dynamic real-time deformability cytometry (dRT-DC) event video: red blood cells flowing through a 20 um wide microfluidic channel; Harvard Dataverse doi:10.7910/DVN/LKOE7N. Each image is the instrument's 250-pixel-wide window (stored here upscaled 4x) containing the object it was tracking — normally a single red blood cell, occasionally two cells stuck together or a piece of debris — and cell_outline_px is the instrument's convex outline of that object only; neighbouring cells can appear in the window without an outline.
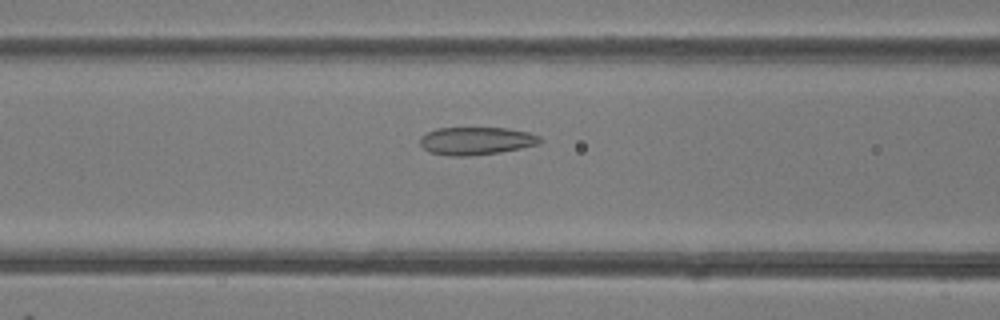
{"species": "common noctule bat (a hibernating species)", "species_latin": "Nyctalus noctula", "temperature_condition": "room temperature", "stored_images_in_passage": 49, "camera_frame_rate_fps": 3000, "um_per_image_px": 0.085, "animal": {"sex": "female"}, "frame": {"image": 1, "passage_image": 20, "time_ms": 6.333, "image_size_px": [1000, 320], "cell_outline_px": [[544, 140], [540, 144], [500, 152], [468, 156], [448, 156], [428, 152], [420, 144], [420, 136], [436, 128], [508, 128], [528, 132], [540, 136]], "centroid_in_image_um": [40.48, 11.97], "position_along_channel_um": 126.1, "area_um2": 19.59}}
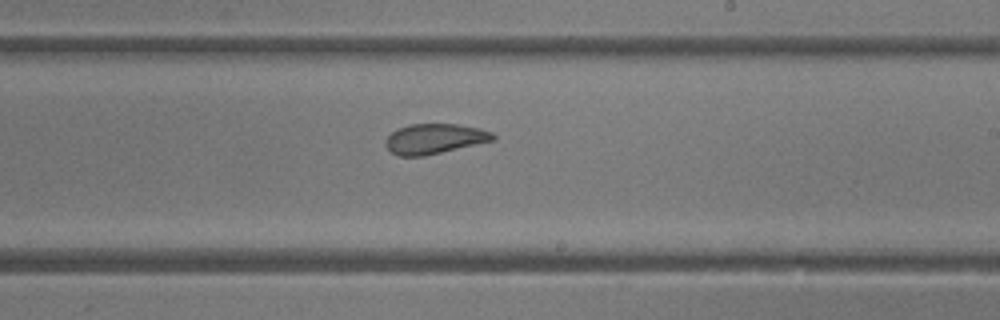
{"frame": {"image": 2, "passage_image": 29, "time_ms": 9.333, "image_size_px": [1000, 320], "cell_outline_px": [[496, 140], [424, 156], [400, 156], [392, 152], [384, 144], [384, 140], [396, 128], [408, 124], [456, 124], [480, 128], [492, 132], [496, 136]], "centroid_in_image_um": [36.94, 11.79], "position_along_channel_um": 252.1, "area_um2": 18.96}}
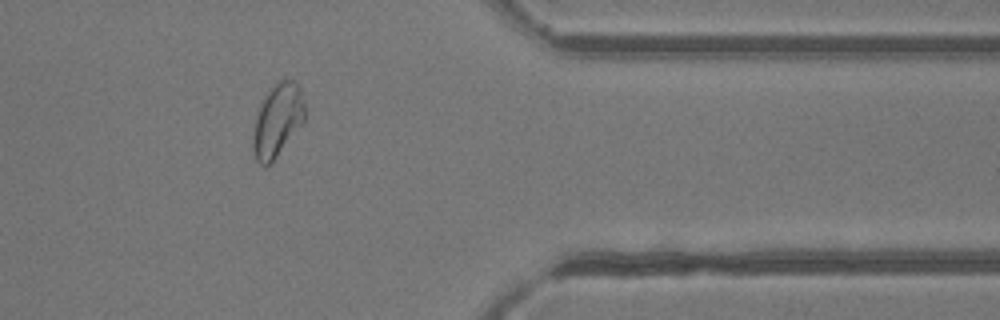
{"frame": {"image": 3, "passage_image": 40, "time_ms": 13.0, "image_size_px": [1000, 320], "cell_outline_px": [[304, 120], [272, 164], [260, 164], [256, 160], [252, 148], [252, 136], [256, 116], [260, 104], [276, 80], [296, 80], [300, 84], [304, 100]], "centroid_in_image_um": [23.58, 10.21], "position_along_channel_um": 387.8, "area_um2": 22.14}, "authors_computed_cell_mechanics": {"area_um2": 22.1374, "velocity_mm_per_s": 4.2056, "shape_relaxation_time_tau1_ms": 4.1329, "shape_relaxation_time_tau2_ms": 1.0407, "deformation_change_tau1": 0.0911, "deformation_change_tau2": 0.0633}}